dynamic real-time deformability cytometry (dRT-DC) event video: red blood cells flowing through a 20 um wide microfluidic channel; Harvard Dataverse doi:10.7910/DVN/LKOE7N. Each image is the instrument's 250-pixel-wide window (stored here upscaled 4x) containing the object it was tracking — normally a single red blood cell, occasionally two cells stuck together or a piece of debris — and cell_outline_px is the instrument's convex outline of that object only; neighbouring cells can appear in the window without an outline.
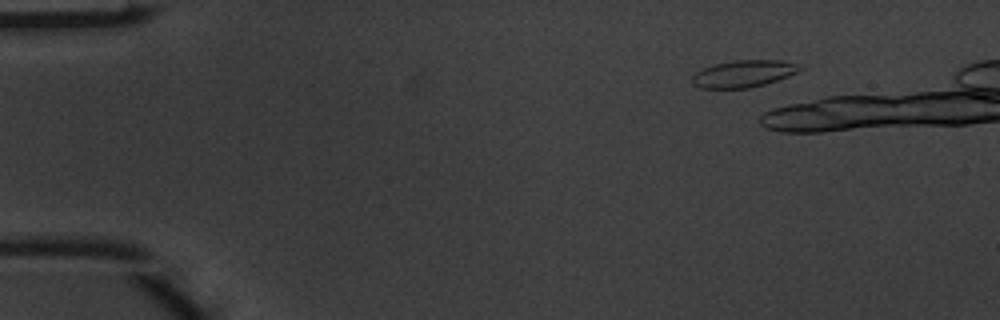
{"species": "common noctule bat (a hibernating species)", "species_latin": "Nyctalus noctula", "temperature_condition": "warm", "stored_images_in_passage": 7, "camera_frame_rate_fps": 3000, "um_per_image_px": 0.085, "animal": {"sex": "male", "body_mass_g": 20.1, "forearm_length_mm": 53.5}, "frame": {"image": 1, "passage_image": 2, "time_ms": 0.333, "image_size_px": [1000, 320], "cell_outline_px": [[804, 68], [788, 76], [764, 84], [748, 88], [700, 88], [692, 84], [692, 76], [696, 72], [704, 68], [716, 64], [736, 60], [780, 60], [796, 64]], "centroid_in_image_um": [63.18, 6.27], "position_along_channel_um": 21.8, "area_um2": 16.7}}